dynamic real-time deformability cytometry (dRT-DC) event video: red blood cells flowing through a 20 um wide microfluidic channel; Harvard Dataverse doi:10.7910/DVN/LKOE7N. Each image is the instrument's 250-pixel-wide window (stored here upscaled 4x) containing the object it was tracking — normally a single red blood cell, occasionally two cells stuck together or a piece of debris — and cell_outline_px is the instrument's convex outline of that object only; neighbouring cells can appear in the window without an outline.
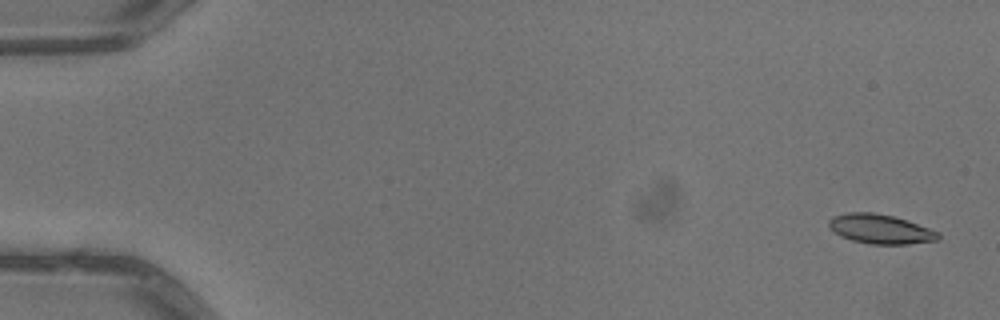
{"species": "common noctule bat (a hibernating species)", "species_latin": "Nyctalus noctula", "temperature_condition": "warm", "stored_images_in_passage": 5, "camera_frame_rate_fps": 3000, "um_per_image_px": 0.085, "animal": {"sex": "male", "body_mass_g": 13.3}, "frame": {"image": 1, "passage_image": 1, "time_ms": 0.0, "image_size_px": [1000, 320], "cell_outline_px": [[940, 236], [936, 240], [908, 244], [868, 244], [852, 240], [840, 236], [828, 224], [828, 220], [832, 216], [848, 212], [872, 212], [892, 216], [940, 232]], "centroid_in_image_um": [74.8, 19.47], "position_along_channel_um": 10.2, "area_um2": 18.5}}
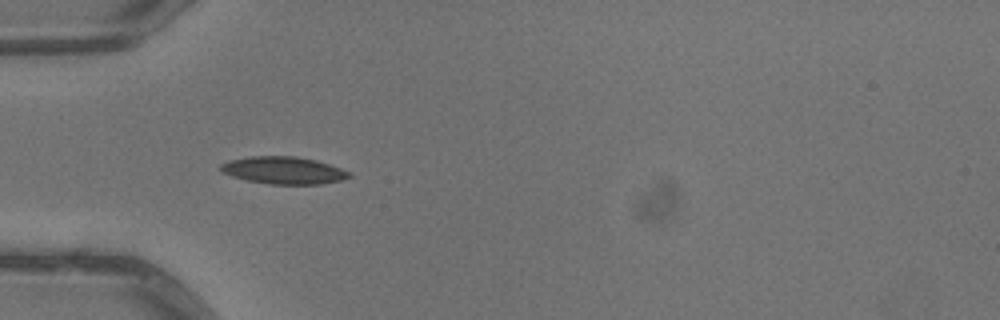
{"frame": {"image": 2, "passage_image": 5, "time_ms": 1.333, "image_size_px": [1000, 320], "cell_outline_px": [[352, 176], [340, 180], [320, 184], [268, 184], [248, 180], [232, 176], [224, 172], [220, 168], [220, 164], [228, 160], [252, 156], [296, 156], [316, 160], [340, 168], [348, 172]], "centroid_in_image_um": [24.09, 14.47], "position_along_channel_um": 60.9, "area_um2": 20.23}}